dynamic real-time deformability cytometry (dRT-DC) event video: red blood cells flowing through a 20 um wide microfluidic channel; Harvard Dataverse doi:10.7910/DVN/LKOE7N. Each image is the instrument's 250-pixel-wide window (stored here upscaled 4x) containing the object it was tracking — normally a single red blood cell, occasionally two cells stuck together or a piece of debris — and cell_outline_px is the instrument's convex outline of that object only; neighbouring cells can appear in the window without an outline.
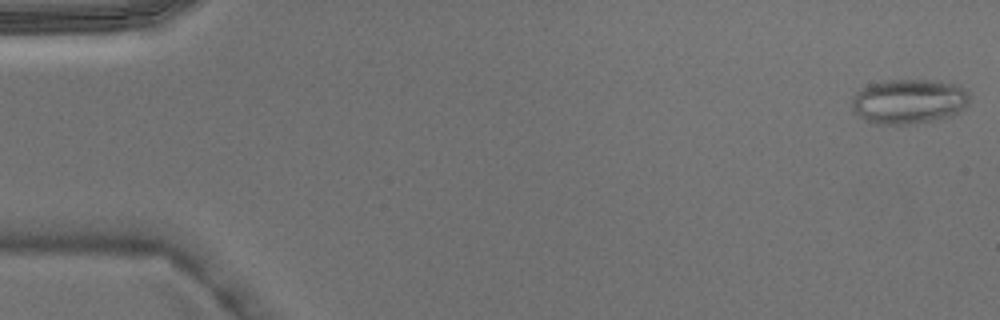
{"species": "Egyptian fruit bat (a non-hibernating species)", "species_latin": "Rousettus aegyptiacus", "temperature_condition": "warm", "stored_images_in_passage": 3, "camera_frame_rate_fps": 3000, "um_per_image_px": 0.085, "animal": {"sex": "male"}, "frame": {"image": 1, "passage_image": 3, "time_ms": 0.667, "image_size_px": [1000, 320], "cell_outline_px": [[968, 104], [964, 108], [952, 116], [932, 120], [908, 124], [872, 124], [864, 120], [852, 108], [852, 96], [860, 88], [868, 84], [880, 80], [932, 80], [956, 84], [968, 92]], "centroid_in_image_um": [77.21, 8.61], "position_along_channel_um": 7.8, "area_um2": 30.87}}